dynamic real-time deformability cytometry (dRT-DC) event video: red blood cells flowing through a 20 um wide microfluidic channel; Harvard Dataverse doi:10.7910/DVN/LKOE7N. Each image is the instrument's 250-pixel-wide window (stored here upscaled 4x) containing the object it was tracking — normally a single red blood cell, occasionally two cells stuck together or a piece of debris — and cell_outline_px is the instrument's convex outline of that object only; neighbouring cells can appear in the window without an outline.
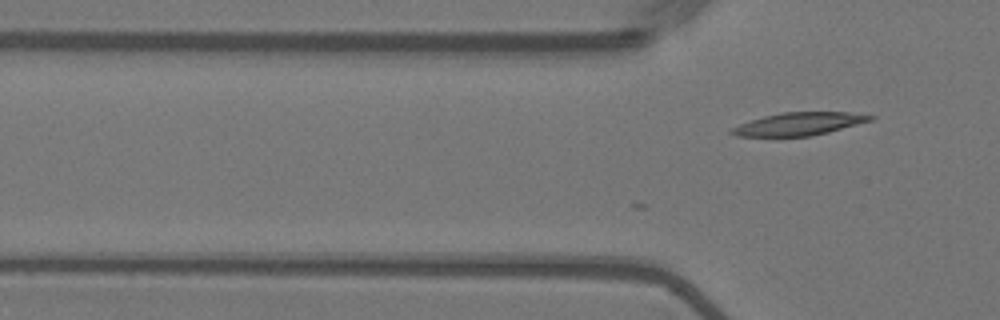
{"species": "Egyptian fruit bat (a non-hibernating species)", "species_latin": "Rousettus aegyptiacus", "temperature_condition": "warm", "stored_images_in_passage": 2, "camera_frame_rate_fps": 3000, "um_per_image_px": 0.085, "animal": {"sex": "female"}, "frame": {"image": 1, "passage_image": 2, "time_ms": 0.333, "image_size_px": [1000, 320], "cell_outline_px": [[876, 116], [872, 120], [828, 132], [808, 136], [736, 136], [728, 132], [732, 128], [740, 124], [764, 116], [780, 112], [848, 112]], "centroid_in_image_um": [67.9, 10.52], "position_along_channel_um": 57.9, "area_um2": 18.21}}